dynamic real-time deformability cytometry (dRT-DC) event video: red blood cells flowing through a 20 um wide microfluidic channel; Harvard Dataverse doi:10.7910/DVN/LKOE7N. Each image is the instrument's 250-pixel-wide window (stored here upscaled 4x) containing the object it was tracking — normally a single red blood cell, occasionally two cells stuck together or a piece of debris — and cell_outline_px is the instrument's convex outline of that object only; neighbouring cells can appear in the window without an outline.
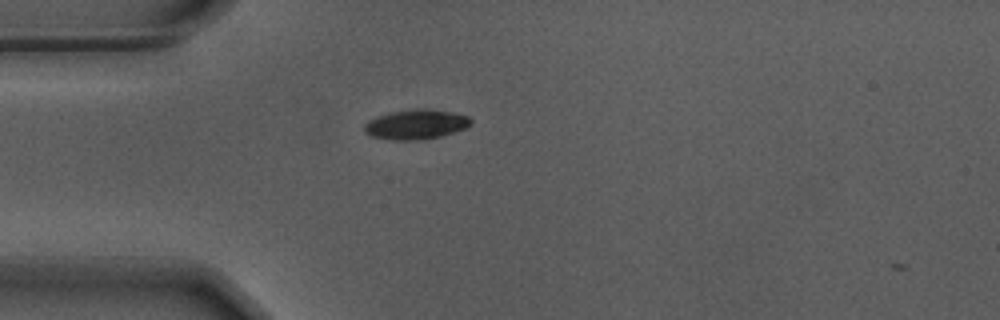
{"species": "Egyptian fruit bat (a non-hibernating species)", "species_latin": "Rousettus aegyptiacus", "temperature_condition": "warm", "stored_images_in_passage": 3, "camera_frame_rate_fps": 3000, "um_per_image_px": 0.085, "animal": {"sex": "male"}, "frame": {"image": 1, "passage_image": 1, "time_ms": 0.0, "image_size_px": [1000, 320], "cell_outline_px": [[472, 124], [464, 128], [440, 136], [424, 140], [392, 140], [372, 136], [364, 132], [364, 124], [368, 120], [376, 116], [392, 112], [416, 108], [424, 108], [452, 112], [468, 116], [472, 120]], "centroid_in_image_um": [35.34, 10.57], "position_along_channel_um": 49.7, "area_um2": 18.5}}